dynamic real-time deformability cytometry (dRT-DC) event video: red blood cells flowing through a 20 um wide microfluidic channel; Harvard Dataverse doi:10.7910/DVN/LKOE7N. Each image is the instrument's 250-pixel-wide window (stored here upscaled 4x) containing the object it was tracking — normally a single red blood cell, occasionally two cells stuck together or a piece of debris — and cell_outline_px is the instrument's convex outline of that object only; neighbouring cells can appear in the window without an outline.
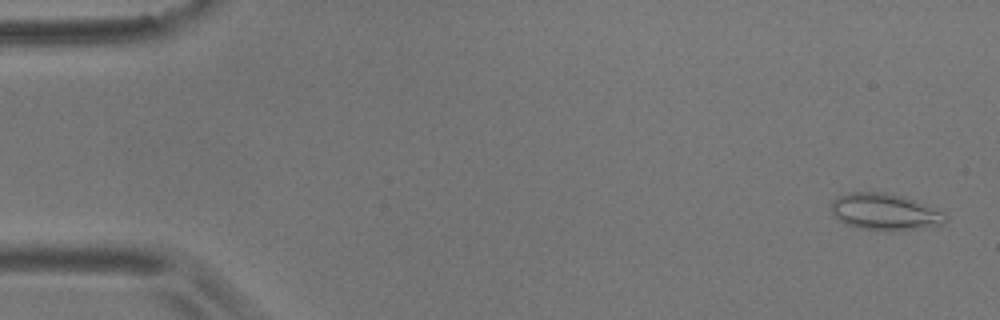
{"species": "common noctule bat (a hibernating species)", "species_latin": "Nyctalus noctula", "temperature_condition": "room temperature", "stored_images_in_passage": 4, "camera_frame_rate_fps": 3000, "um_per_image_px": 0.085, "animal": {"sex": "male", "body_mass_g": 17.9}, "frame": {"image": 1, "passage_image": 2, "time_ms": 0.333, "image_size_px": [1000, 320], "cell_outline_px": [[948, 220], [944, 224], [924, 228], [892, 232], [884, 232], [860, 228], [844, 224], [832, 216], [832, 200], [836, 196], [848, 192], [884, 192], [904, 196], [916, 200], [948, 216]], "centroid_in_image_um": [75.19, 18.03], "position_along_channel_um": 9.8, "area_um2": 24.97}}